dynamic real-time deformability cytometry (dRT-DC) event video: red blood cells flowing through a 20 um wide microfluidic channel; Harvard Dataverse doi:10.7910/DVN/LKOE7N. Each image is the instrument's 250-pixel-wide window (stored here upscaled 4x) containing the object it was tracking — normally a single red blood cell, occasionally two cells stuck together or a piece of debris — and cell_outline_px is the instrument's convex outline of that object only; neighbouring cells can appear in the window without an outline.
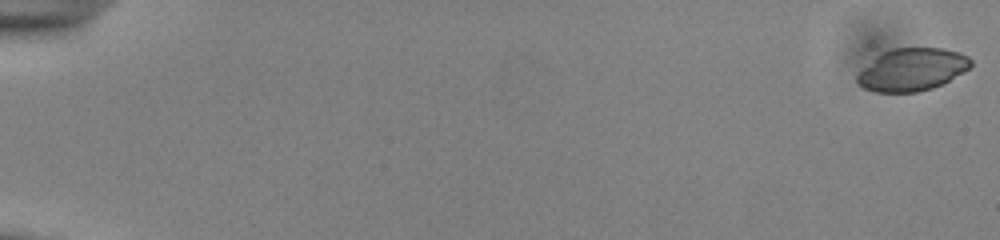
{"species": "common noctule bat (a hibernating species)", "species_latin": "Nyctalus noctula", "temperature_condition": "cold", "stored_images_in_passage": 54, "camera_frame_rate_fps": 3000, "um_per_image_px": 0.085, "animal": {"sex": "male", "body_mass_g": 13.0, "forearm_length_mm": 53.1}, "frame": {"image": 1, "passage_image": 1, "time_ms": 0.0, "image_size_px": [1000, 240], "cell_outline_px": [[972, 64], [964, 72], [944, 84], [932, 88], [916, 92], [876, 92], [864, 88], [856, 80], [856, 76], [876, 56], [892, 48], [944, 48], [968, 56], [972, 60]], "centroid_in_image_um": [77.55, 5.92], "position_along_channel_um": 7.4, "area_um2": 28.03}}
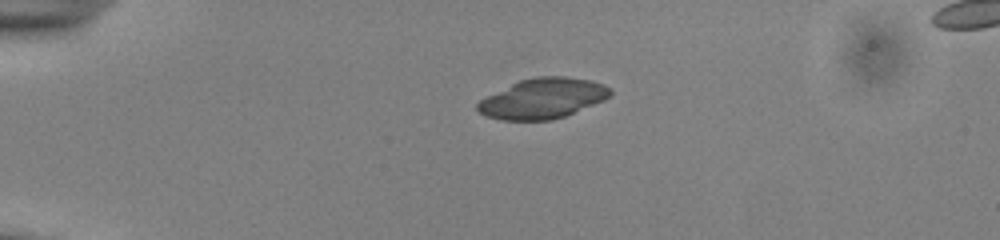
{"frame": {"image": 2, "passage_image": 14, "time_ms": 4.333, "image_size_px": [1000, 240], "cell_outline_px": [[612, 96], [604, 100], [564, 116], [552, 120], [500, 120], [484, 116], [476, 108], [476, 104], [480, 100], [520, 80], [536, 76], [564, 76], [588, 80], [604, 84], [612, 88]], "centroid_in_image_um": [46.15, 8.37], "position_along_channel_um": 38.8, "area_um2": 30.98}}
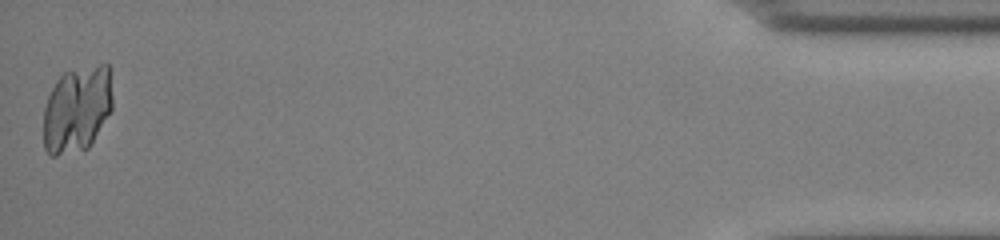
{"frame": {"image": 3, "passage_image": 54, "time_ms": 17.667, "image_size_px": [1000, 240], "cell_outline_px": [[112, 108], [88, 148], [56, 156], [48, 156], [44, 148], [44, 108], [48, 96], [56, 80], [64, 72], [100, 64], [108, 64], [112, 68]], "centroid_in_image_um": [6.55, 9.26], "position_along_channel_um": 428.6, "area_um2": 35.03}}